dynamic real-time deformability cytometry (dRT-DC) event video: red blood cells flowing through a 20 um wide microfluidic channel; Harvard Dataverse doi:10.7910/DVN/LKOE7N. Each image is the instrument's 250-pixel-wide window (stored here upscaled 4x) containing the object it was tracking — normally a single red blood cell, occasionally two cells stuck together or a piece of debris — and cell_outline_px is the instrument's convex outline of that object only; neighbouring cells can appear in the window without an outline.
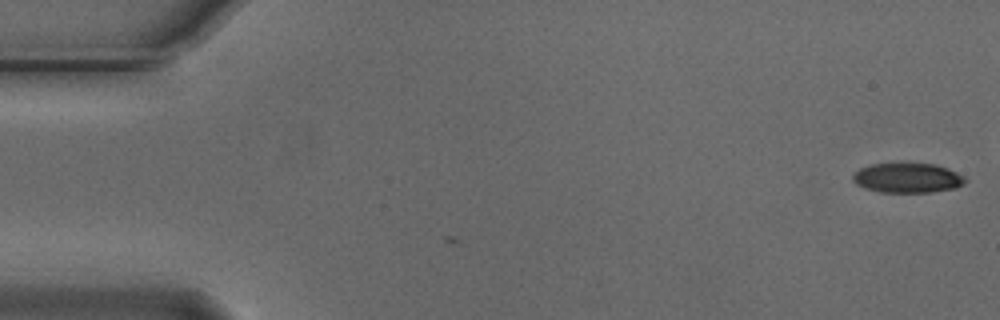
{"species": "Egyptian fruit bat (a non-hibernating species)", "species_latin": "Rousettus aegyptiacus", "temperature_condition": "cold", "stored_images_in_passage": 3, "camera_frame_rate_fps": 3000, "um_per_image_px": 0.085, "animal": {"sex": "male"}, "frame": {"image": 1, "passage_image": 1, "time_ms": 0.0, "image_size_px": [1000, 320], "cell_outline_px": [[968, 180], [964, 184], [956, 188], [932, 192], [880, 192], [864, 188], [856, 184], [852, 180], [852, 176], [860, 168], [872, 164], [936, 164], [948, 168], [964, 176]], "centroid_in_image_um": [77.16, 15.13], "position_along_channel_um": 7.8, "area_um2": 19.48}}